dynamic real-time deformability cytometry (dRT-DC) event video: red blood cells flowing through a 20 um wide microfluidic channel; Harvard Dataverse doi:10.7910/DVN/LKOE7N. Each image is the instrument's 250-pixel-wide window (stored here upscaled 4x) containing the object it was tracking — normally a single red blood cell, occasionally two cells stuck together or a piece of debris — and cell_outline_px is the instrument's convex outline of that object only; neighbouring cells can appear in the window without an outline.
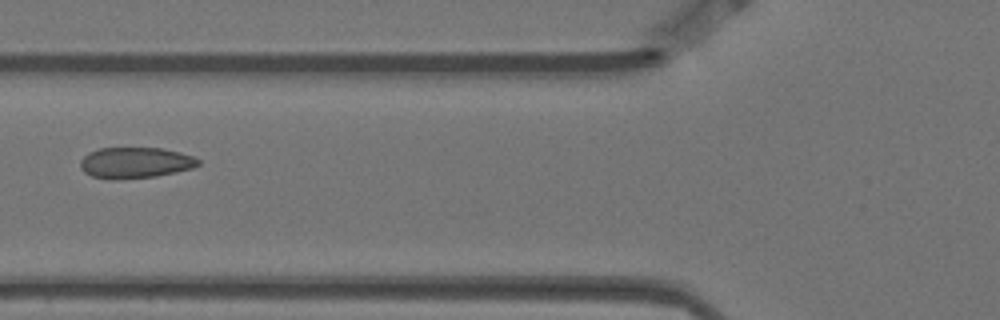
{"species": "Egyptian fruit bat (a non-hibernating species)", "species_latin": "Rousettus aegyptiacus", "temperature_condition": "warm", "stored_images_in_passage": 10, "camera_frame_rate_fps": 3000, "um_per_image_px": 0.085, "animal": {"sex": "female"}, "frame": {"image": 1, "passage_image": 6, "time_ms": 1.667, "image_size_px": [1000, 320], "cell_outline_px": [[200, 164], [192, 168], [176, 172], [156, 176], [116, 180], [112, 180], [92, 176], [84, 172], [80, 168], [80, 160], [88, 152], [100, 148], [160, 148], [180, 152], [192, 156], [200, 160]], "centroid_in_image_um": [11.47, 13.84], "position_along_channel_um": 114.3, "area_um2": 21.39}}
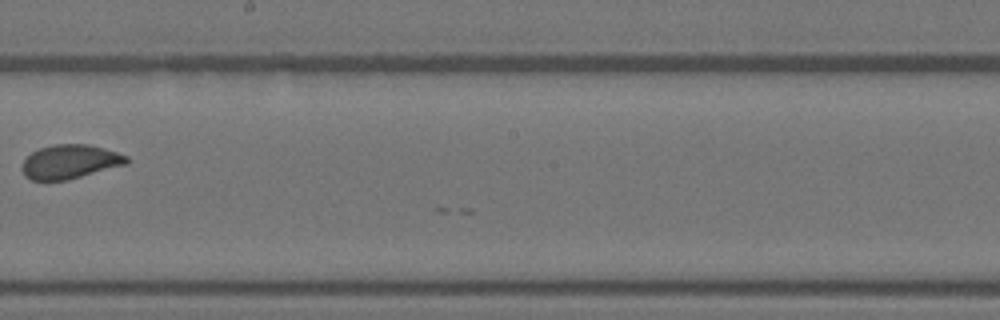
{"frame": {"image": 2, "passage_image": 9, "time_ms": 2.667, "image_size_px": [1000, 320], "cell_outline_px": [[128, 164], [68, 180], [32, 180], [24, 176], [20, 168], [24, 160], [32, 152], [40, 148], [52, 144], [88, 144], [104, 148], [128, 156]], "centroid_in_image_um": [5.94, 13.75], "position_along_channel_um": 242.3, "area_um2": 20.87}}
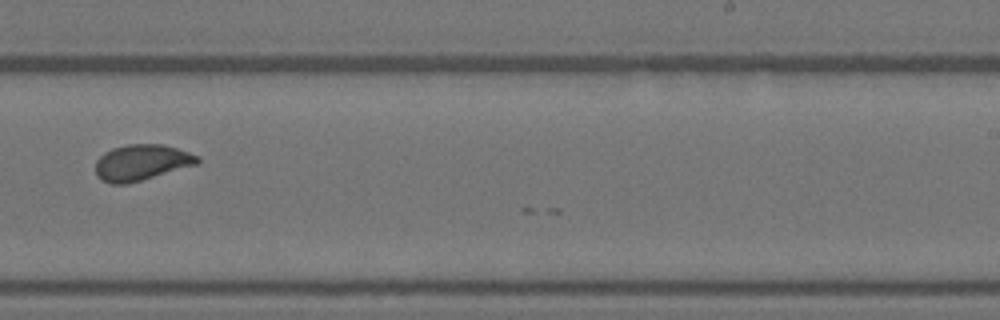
{"frame": {"image": 3, "passage_image": 10, "time_ms": 3.0, "image_size_px": [1000, 320], "cell_outline_px": [[200, 160], [196, 164], [128, 184], [112, 184], [100, 180], [96, 176], [96, 160], [104, 152], [112, 148], [128, 144], [164, 144], [200, 156]], "centroid_in_image_um": [11.99, 13.81], "position_along_channel_um": 277.0, "area_um2": 21.33}}